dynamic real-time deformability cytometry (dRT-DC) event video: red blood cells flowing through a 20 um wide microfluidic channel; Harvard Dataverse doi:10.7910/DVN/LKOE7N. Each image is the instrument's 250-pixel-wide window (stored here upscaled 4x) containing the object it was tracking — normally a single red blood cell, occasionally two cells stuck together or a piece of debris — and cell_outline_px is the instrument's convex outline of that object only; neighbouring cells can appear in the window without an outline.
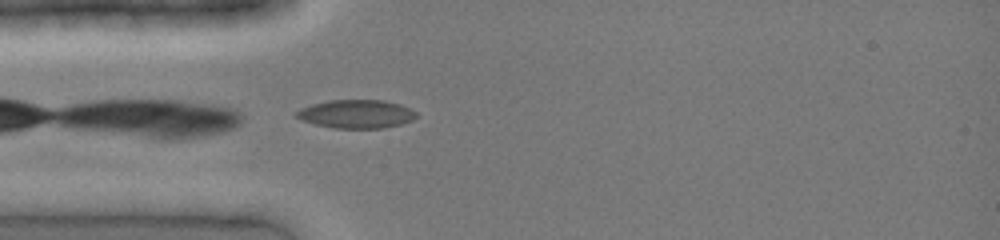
{"species": "common noctule bat (a hibernating species)", "species_latin": "Nyctalus noctula", "temperature_condition": "cold", "stored_images_in_passage": 18, "camera_frame_rate_fps": 3000, "um_per_image_px": 0.085, "animal": {"sex": "female", "body_mass_g": 19.0, "forearm_length_mm": 51.5}, "frame": {"image": 1, "passage_image": 1, "time_ms": 0.0, "image_size_px": [1000, 240], "cell_outline_px": [[416, 116], [412, 120], [400, 124], [384, 128], [332, 128], [300, 120], [296, 116], [296, 112], [300, 108], [312, 104], [328, 100], [384, 100], [400, 104], [416, 112]], "centroid_in_image_um": [30.26, 9.68], "position_along_channel_um": 54.7, "area_um2": 19.83}}